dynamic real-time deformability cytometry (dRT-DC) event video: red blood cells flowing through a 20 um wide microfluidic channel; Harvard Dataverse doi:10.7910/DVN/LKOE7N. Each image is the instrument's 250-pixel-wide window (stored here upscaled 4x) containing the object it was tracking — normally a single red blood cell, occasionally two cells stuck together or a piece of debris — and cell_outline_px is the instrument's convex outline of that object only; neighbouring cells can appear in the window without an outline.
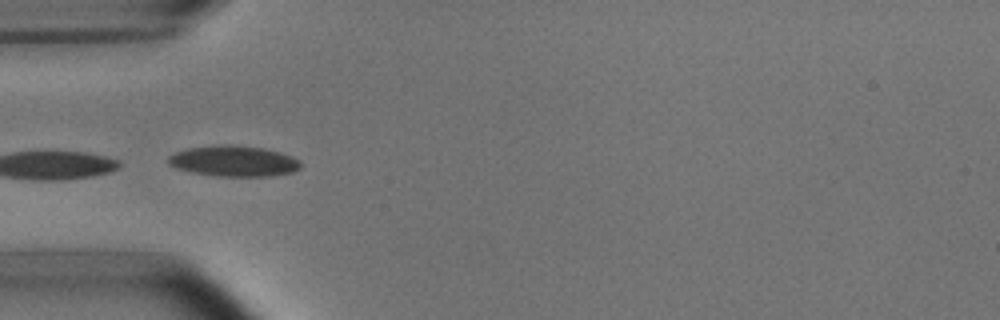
{"species": "common noctule bat (a hibernating species)", "species_latin": "Nyctalus noctula", "temperature_condition": "room temperature", "stored_images_in_passage": 5, "camera_frame_rate_fps": 3000, "um_per_image_px": 0.085, "animal": {"sex": "male", "body_mass_g": 15.6}, "frame": {"image": 1, "passage_image": 3, "time_ms": 0.667, "image_size_px": [1000, 320], "cell_outline_px": [[304, 164], [300, 168], [292, 172], [272, 176], [216, 176], [192, 172], [176, 168], [168, 164], [168, 156], [176, 152], [188, 148], [224, 144], [232, 144], [264, 148], [280, 152], [292, 156], [300, 160]], "centroid_in_image_um": [19.9, 13.69], "position_along_channel_um": 65.1, "area_um2": 23.93}}
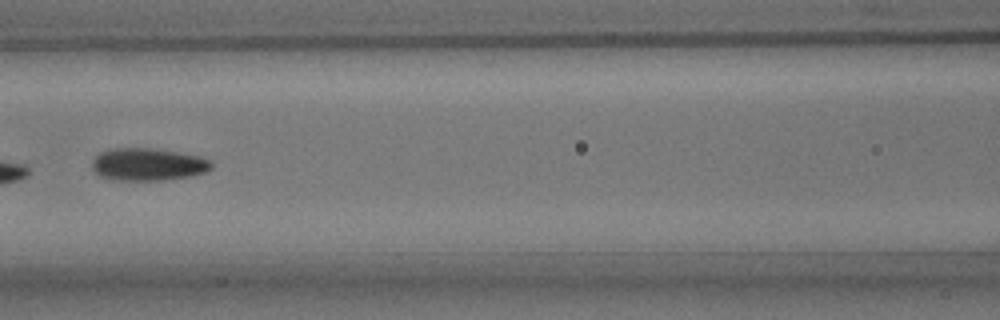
{"frame": {"image": 2, "passage_image": 5, "time_ms": 1.333, "image_size_px": [1000, 320], "cell_outline_px": [[212, 168], [208, 172], [192, 176], [164, 180], [112, 180], [100, 176], [92, 168], [92, 160], [100, 152], [112, 148], [148, 148], [176, 152], [200, 156], [212, 160]], "centroid_in_image_um": [12.6, 13.98], "position_along_channel_um": 154.0, "area_um2": 22.77}}